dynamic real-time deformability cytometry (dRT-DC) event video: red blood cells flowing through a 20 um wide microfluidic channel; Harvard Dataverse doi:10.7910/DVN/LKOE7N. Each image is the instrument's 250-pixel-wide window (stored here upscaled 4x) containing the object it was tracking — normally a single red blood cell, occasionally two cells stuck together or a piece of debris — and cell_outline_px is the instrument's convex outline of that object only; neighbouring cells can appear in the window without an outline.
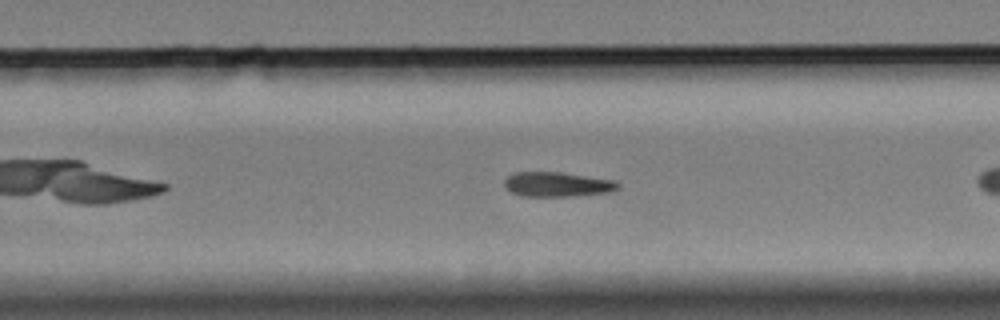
{"species": "Egyptian fruit bat (a non-hibernating species)", "species_latin": "Rousettus aegyptiacus", "temperature_condition": "cold", "stored_images_in_passage": 32, "camera_frame_rate_fps": 3000, "um_per_image_px": 0.085, "animal": {"sex": "female"}, "frame": {"image": 1, "passage_image": 23, "time_ms": 7.333, "image_size_px": [1000, 320], "cell_outline_px": [[620, 188], [608, 192], [576, 196], [520, 196], [504, 188], [504, 180], [512, 172], [560, 172], [612, 180], [620, 184]], "centroid_in_image_um": [47.32, 15.67], "position_along_channel_um": 282.5, "area_um2": 16.36}}